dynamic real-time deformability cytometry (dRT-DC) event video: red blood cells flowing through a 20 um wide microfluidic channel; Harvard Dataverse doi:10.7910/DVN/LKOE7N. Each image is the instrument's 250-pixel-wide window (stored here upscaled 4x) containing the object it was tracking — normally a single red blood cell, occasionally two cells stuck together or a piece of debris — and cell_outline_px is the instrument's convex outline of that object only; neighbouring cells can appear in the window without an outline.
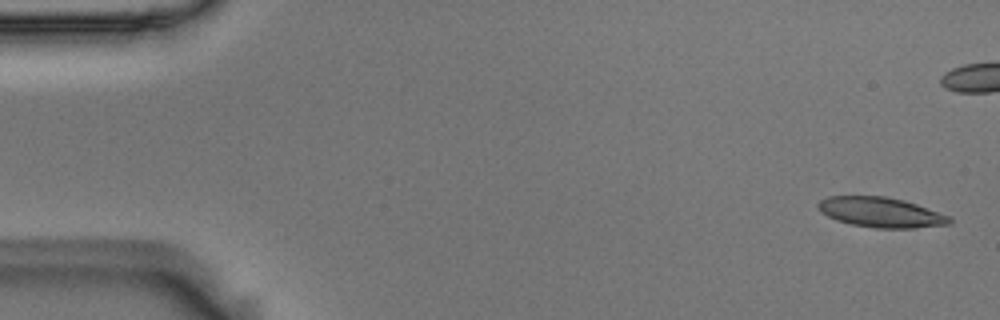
{"species": "Egyptian fruit bat (a non-hibernating species)", "species_latin": "Rousettus aegyptiacus", "temperature_condition": "room temperature", "stored_images_in_passage": 5, "camera_frame_rate_fps": 3000, "um_per_image_px": 0.085, "animal": {"sex": "male"}, "frame": {"image": 1, "passage_image": 1, "time_ms": 0.0, "image_size_px": [1000, 320], "cell_outline_px": [[952, 224], [916, 228], [876, 228], [852, 224], [836, 220], [820, 212], [816, 204], [820, 200], [828, 196], [884, 196], [904, 200], [952, 216]], "centroid_in_image_um": [74.9, 18.05], "position_along_channel_um": 10.1, "area_um2": 23.18}}
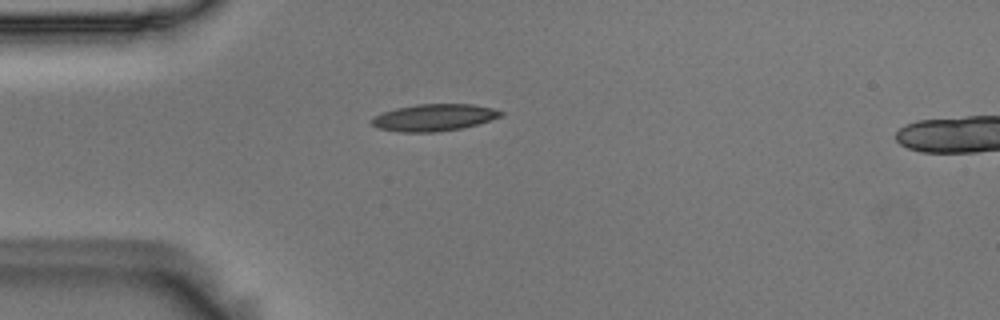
{"frame": {"image": 2, "passage_image": 5, "time_ms": 1.333, "image_size_px": [1000, 320], "cell_outline_px": [[504, 116], [476, 124], [460, 128], [436, 132], [400, 132], [380, 128], [372, 124], [372, 116], [396, 108], [416, 104], [472, 104], [492, 108], [504, 112]], "centroid_in_image_um": [36.9, 9.98], "position_along_channel_um": 48.1, "area_um2": 20.11}}